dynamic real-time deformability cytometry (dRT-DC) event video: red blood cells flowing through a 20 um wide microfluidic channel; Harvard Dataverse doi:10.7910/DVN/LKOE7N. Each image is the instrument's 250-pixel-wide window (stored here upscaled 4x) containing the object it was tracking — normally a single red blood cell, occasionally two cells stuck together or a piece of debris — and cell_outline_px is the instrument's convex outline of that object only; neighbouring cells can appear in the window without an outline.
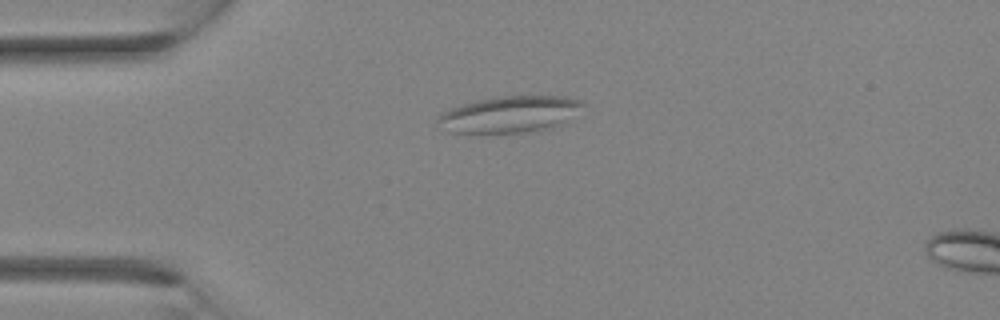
{"species": "Egyptian fruit bat (a non-hibernating species)", "species_latin": "Rousettus aegyptiacus", "temperature_condition": "room temperature", "stored_images_in_passage": 2, "camera_frame_rate_fps": 3000, "um_per_image_px": 0.085, "animal": {"sex": "female"}, "frame": {"image": 1, "passage_image": 1, "time_ms": 0.0, "image_size_px": [1000, 320], "cell_outline_px": [[584, 104], [564, 120], [552, 128], [528, 132], [452, 132], [436, 120], [444, 112], [452, 108], [476, 100], [500, 96], [564, 96], [580, 100]], "centroid_in_image_um": [43.33, 9.7], "position_along_channel_um": 41.7, "area_um2": 29.77}}